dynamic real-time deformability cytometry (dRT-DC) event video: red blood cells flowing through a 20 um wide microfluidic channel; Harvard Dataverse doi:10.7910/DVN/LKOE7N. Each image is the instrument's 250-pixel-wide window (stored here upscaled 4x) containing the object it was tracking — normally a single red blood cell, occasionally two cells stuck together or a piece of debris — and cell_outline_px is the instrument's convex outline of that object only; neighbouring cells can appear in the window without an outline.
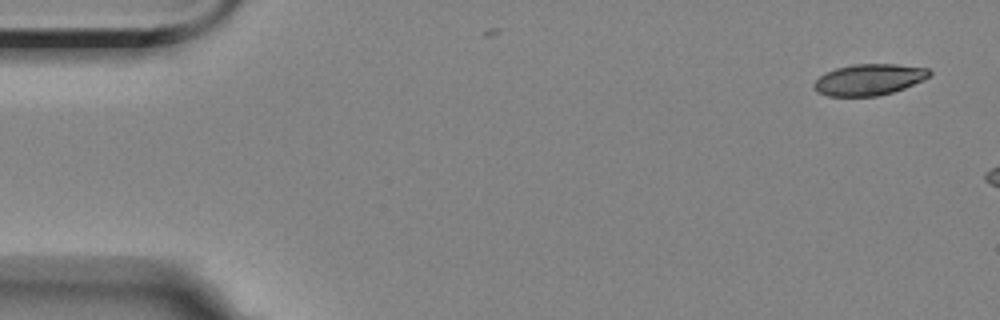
{"species": "Egyptian fruit bat (a non-hibernating species)", "species_latin": "Rousettus aegyptiacus", "temperature_condition": "room temperature", "stored_images_in_passage": 3, "camera_frame_rate_fps": 3000, "um_per_image_px": 0.085, "animal": {"sex": "female"}, "frame": {"image": 1, "passage_image": 1, "time_ms": 0.0, "image_size_px": [1000, 320], "cell_outline_px": [[932, 76], [924, 80], [904, 88], [892, 92], [876, 96], [828, 96], [816, 92], [812, 88], [812, 84], [820, 76], [836, 68], [852, 64], [896, 64], [928, 68], [932, 72]], "centroid_in_image_um": [73.87, 6.77], "position_along_channel_um": 11.1, "area_um2": 21.15}}